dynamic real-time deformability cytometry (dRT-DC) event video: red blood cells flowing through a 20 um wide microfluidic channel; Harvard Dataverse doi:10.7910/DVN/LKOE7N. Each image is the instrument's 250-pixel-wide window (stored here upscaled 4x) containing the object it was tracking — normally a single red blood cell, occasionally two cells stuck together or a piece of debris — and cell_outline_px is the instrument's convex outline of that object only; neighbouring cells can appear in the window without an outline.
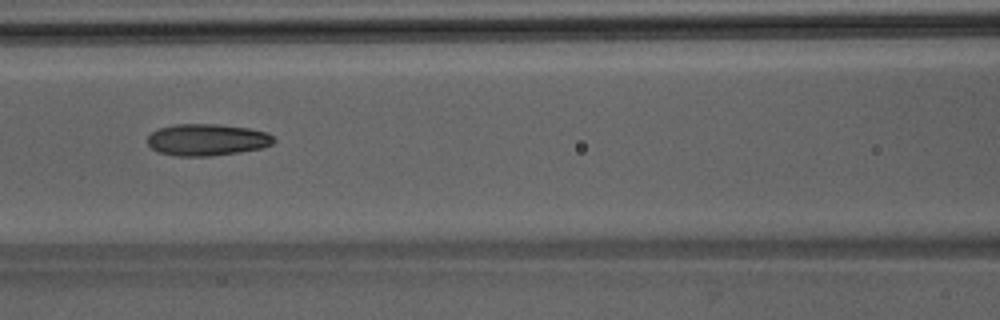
{"species": "Egyptian fruit bat (a non-hibernating species)", "species_latin": "Rousettus aegyptiacus", "temperature_condition": "room temperature", "stored_images_in_passage": 34, "camera_frame_rate_fps": 3000, "um_per_image_px": 0.085, "animal": {"sex": "male"}, "frame": {"image": 1, "passage_image": 9, "time_ms": 2.667, "image_size_px": [1000, 320], "cell_outline_px": [[276, 140], [272, 144], [264, 148], [240, 152], [212, 156], [176, 156], [156, 152], [148, 144], [148, 136], [152, 132], [160, 128], [176, 124], [216, 124], [248, 128], [268, 132]], "centroid_in_image_um": [17.62, 11.89], "position_along_channel_um": 149.0, "area_um2": 23.52}}
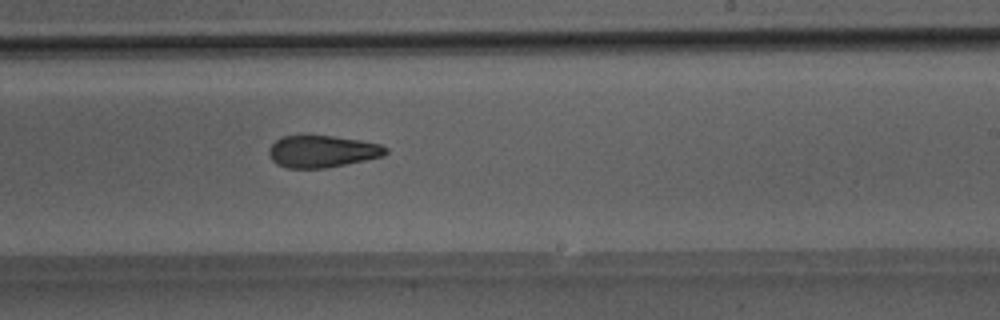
{"frame": {"image": 2, "passage_image": 17, "time_ms": 5.333, "image_size_px": [1000, 320], "cell_outline_px": [[388, 152], [384, 156], [324, 168], [288, 168], [276, 164], [268, 156], [268, 148], [276, 140], [284, 136], [332, 136], [360, 140], [380, 144], [388, 148]], "centroid_in_image_um": [27.37, 12.87], "position_along_channel_um": 261.6, "area_um2": 21.68}}
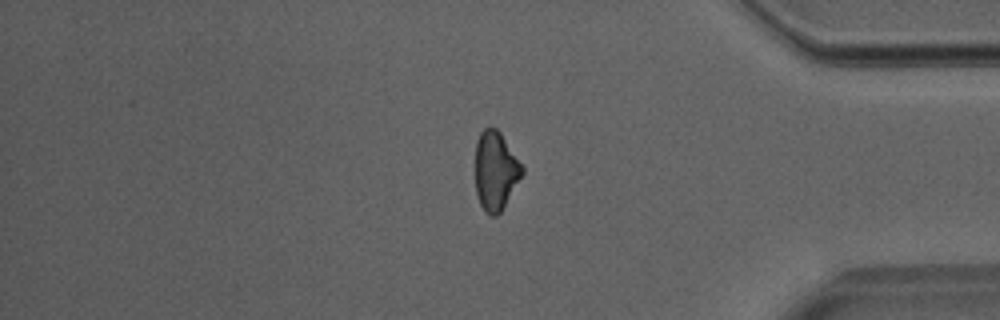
{"frame": {"image": 3, "passage_image": 28, "time_ms": 9.0, "image_size_px": [1000, 320], "cell_outline_px": [[524, 172], [500, 212], [496, 216], [492, 216], [484, 212], [480, 204], [476, 192], [476, 140], [480, 132], [488, 124], [496, 128], [500, 132], [524, 168]], "centroid_in_image_um": [42.1, 14.49], "position_along_channel_um": 393.1, "area_um2": 21.44}}